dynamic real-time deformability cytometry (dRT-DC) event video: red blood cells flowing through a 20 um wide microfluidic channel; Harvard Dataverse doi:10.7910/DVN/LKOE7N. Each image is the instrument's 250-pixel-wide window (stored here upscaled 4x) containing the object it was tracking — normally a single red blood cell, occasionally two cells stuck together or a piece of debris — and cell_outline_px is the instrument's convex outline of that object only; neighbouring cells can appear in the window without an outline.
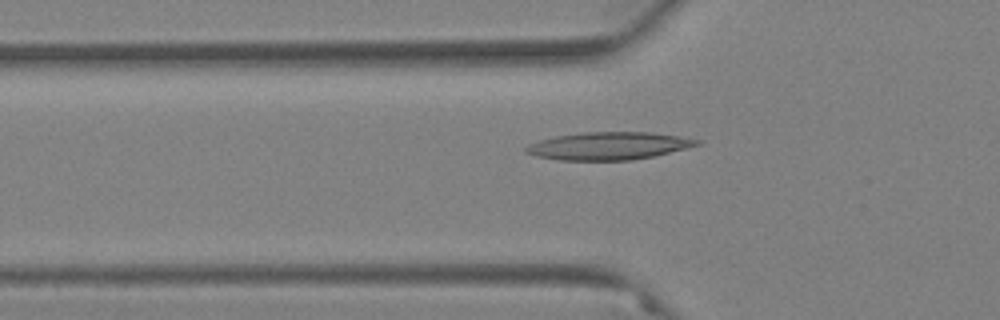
{"species": "Egyptian fruit bat (a non-hibernating species)", "species_latin": "Rousettus aegyptiacus", "temperature_condition": "warm", "stored_images_in_passage": 41, "camera_frame_rate_fps": 3000, "um_per_image_px": 0.085, "animal": {"sex": "female"}, "frame": {"image": 1, "passage_image": 2, "time_ms": 0.333, "image_size_px": [1000, 320], "cell_outline_px": [[704, 140], [700, 144], [652, 156], [632, 160], [560, 160], [536, 156], [524, 152], [524, 148], [528, 144], [540, 140], [556, 136], [584, 132], [652, 132]], "centroid_in_image_um": [51.71, 12.39], "position_along_channel_um": 74.1, "area_um2": 27.4}}
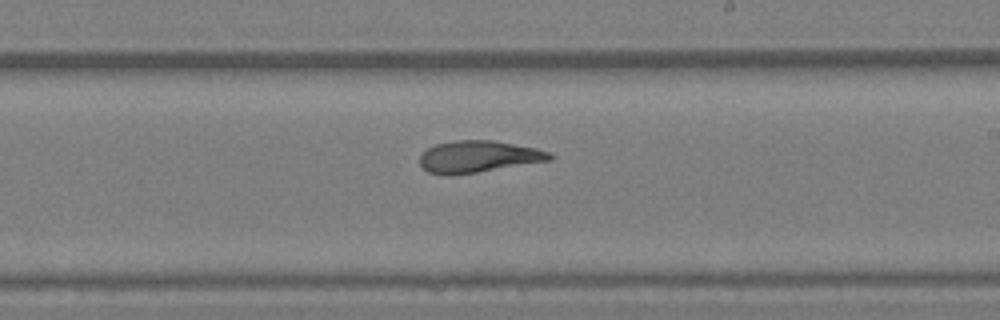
{"frame": {"image": 2, "passage_image": 17, "time_ms": 5.333, "image_size_px": [1000, 320], "cell_outline_px": [[556, 156], [552, 160], [452, 176], [444, 176], [428, 172], [420, 164], [420, 156], [428, 148], [436, 144], [456, 140], [492, 140], [536, 148], [548, 152]], "centroid_in_image_um": [40.66, 13.32], "position_along_channel_um": 248.3, "area_um2": 24.1}}
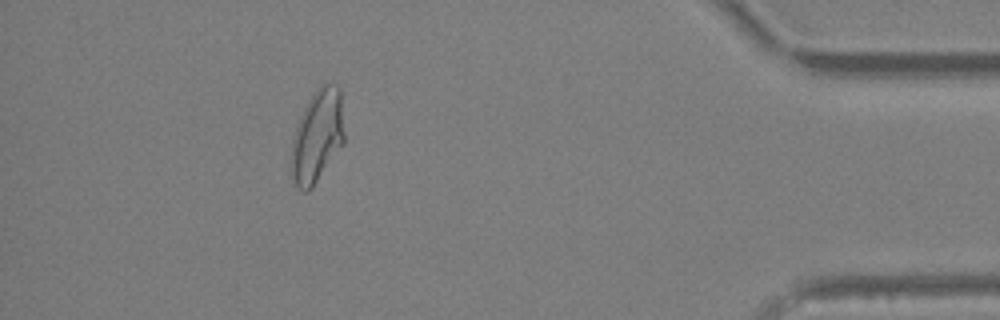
{"frame": {"image": 3, "passage_image": 35, "time_ms": 11.333, "image_size_px": [1000, 320], "cell_outline_px": [[344, 144], [312, 188], [308, 192], [304, 192], [292, 180], [288, 172], [292, 140], [296, 128], [304, 108], [316, 88], [324, 80], [336, 84], [340, 88], [344, 132]], "centroid_in_image_um": [26.95, 11.58], "position_along_channel_um": 408.2, "area_um2": 29.3}, "authors_computed_cell_mechanics": {"area_um2": 25.143, "velocity_mm_per_s": 3.4851, "shape_relaxation_time_tau1_ms": null, "shape_relaxation_time_tau2_ms": 3.1471, "deformation_change_tau1": null, "deformation_change_tau2": 0.118}}